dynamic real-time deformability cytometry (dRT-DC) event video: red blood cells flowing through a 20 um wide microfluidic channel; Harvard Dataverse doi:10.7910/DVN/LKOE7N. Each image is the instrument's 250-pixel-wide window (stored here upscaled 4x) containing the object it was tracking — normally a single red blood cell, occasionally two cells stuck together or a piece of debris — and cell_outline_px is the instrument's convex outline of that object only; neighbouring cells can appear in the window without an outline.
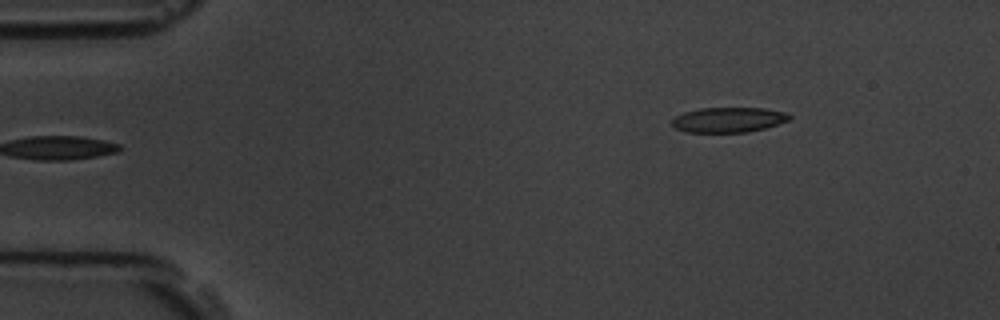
{"species": "common noctule bat (a hibernating species)", "species_latin": "Nyctalus noctula", "temperature_condition": "room temperature", "stored_images_in_passage": 5, "camera_frame_rate_fps": 3000, "um_per_image_px": 0.085, "animal": {"sex": "male", "body_mass_g": 19.5, "forearm_length_mm": 54.6}, "frame": {"image": 1, "passage_image": 5, "time_ms": 4.333, "image_size_px": [1000, 320], "cell_outline_px": [[792, 116], [788, 120], [764, 128], [748, 132], [684, 132], [676, 128], [672, 124], [672, 120], [676, 116], [684, 112], [700, 108], [764, 108], [788, 112]], "centroid_in_image_um": [61.93, 10.17], "position_along_channel_um": 23.1, "area_um2": 17.11}}